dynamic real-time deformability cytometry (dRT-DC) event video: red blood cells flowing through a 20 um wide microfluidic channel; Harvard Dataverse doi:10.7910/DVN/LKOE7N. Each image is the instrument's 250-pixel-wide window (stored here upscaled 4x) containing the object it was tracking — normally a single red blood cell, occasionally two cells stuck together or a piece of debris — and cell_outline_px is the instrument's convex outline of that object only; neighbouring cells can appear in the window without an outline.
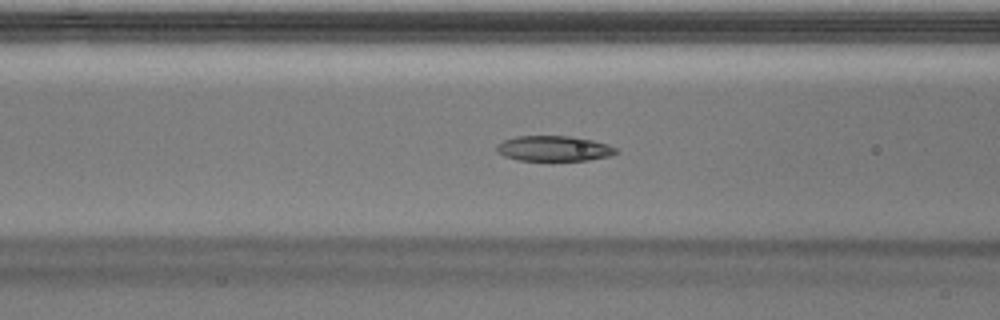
{"species": "Egyptian fruit bat (a non-hibernating species)", "species_latin": "Rousettus aegyptiacus", "temperature_condition": "warm", "stored_images_in_passage": 51, "segment_of_instrument_passage": [1, 2], "camera_frame_rate_fps": 3000, "um_per_image_px": 0.085, "animal": {"sex": "male"}, "frame": {"image": 1, "passage_image": 20, "time_ms": 6.333, "image_size_px": [1000, 320], "cell_outline_px": [[620, 152], [608, 156], [588, 160], [520, 160], [504, 156], [496, 152], [496, 144], [504, 140], [516, 136], [568, 136], [592, 140], [608, 144], [616, 148]], "centroid_in_image_um": [47.06, 12.62], "position_along_channel_um": 119.5, "area_um2": 17.57}}
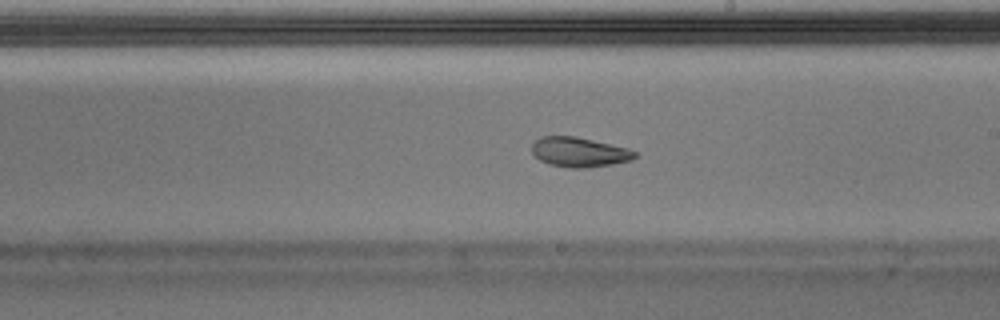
{"frame": {"image": 2, "passage_image": 29, "time_ms": 9.333, "image_size_px": [1000, 320], "cell_outline_px": [[636, 156], [632, 160], [612, 164], [588, 168], [568, 168], [548, 164], [540, 160], [532, 152], [532, 144], [536, 140], [544, 136], [576, 136], [628, 148], [636, 152]], "centroid_in_image_um": [49.24, 12.94], "position_along_channel_um": 239.8, "area_um2": 17.86}}
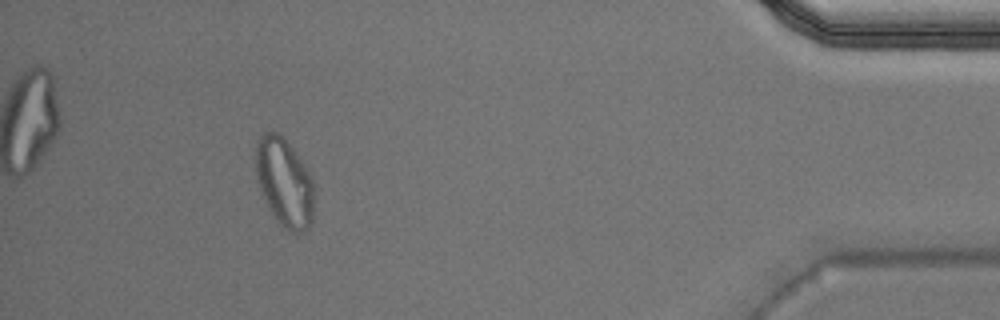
{"frame": {"image": 3, "passage_image": 46, "time_ms": 15.0, "image_size_px": [1000, 320], "cell_outline_px": [[312, 224], [304, 232], [288, 232], [276, 220], [268, 208], [256, 180], [256, 140], [264, 132], [276, 132], [284, 136], [312, 176]], "centroid_in_image_um": [24.15, 15.5], "position_along_channel_um": 411.1, "area_um2": 30.17}}